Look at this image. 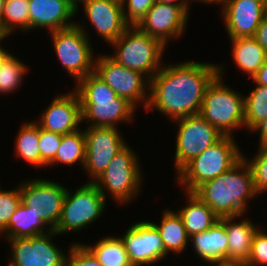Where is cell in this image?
Wrapping results in <instances>:
<instances>
[{
	"instance_id": "39",
	"label": "cell",
	"mask_w": 267,
	"mask_h": 266,
	"mask_svg": "<svg viewBox=\"0 0 267 266\" xmlns=\"http://www.w3.org/2000/svg\"><path fill=\"white\" fill-rule=\"evenodd\" d=\"M254 39L264 48L267 53V15L262 19L256 30Z\"/></svg>"
},
{
	"instance_id": "36",
	"label": "cell",
	"mask_w": 267,
	"mask_h": 266,
	"mask_svg": "<svg viewBox=\"0 0 267 266\" xmlns=\"http://www.w3.org/2000/svg\"><path fill=\"white\" fill-rule=\"evenodd\" d=\"M68 252L64 266H103L85 244L74 243Z\"/></svg>"
},
{
	"instance_id": "46",
	"label": "cell",
	"mask_w": 267,
	"mask_h": 266,
	"mask_svg": "<svg viewBox=\"0 0 267 266\" xmlns=\"http://www.w3.org/2000/svg\"><path fill=\"white\" fill-rule=\"evenodd\" d=\"M4 3H5V0H0V23L2 22V15L4 12Z\"/></svg>"
},
{
	"instance_id": "34",
	"label": "cell",
	"mask_w": 267,
	"mask_h": 266,
	"mask_svg": "<svg viewBox=\"0 0 267 266\" xmlns=\"http://www.w3.org/2000/svg\"><path fill=\"white\" fill-rule=\"evenodd\" d=\"M21 203L20 186L12 190H2L0 187V235L8 226L11 216Z\"/></svg>"
},
{
	"instance_id": "41",
	"label": "cell",
	"mask_w": 267,
	"mask_h": 266,
	"mask_svg": "<svg viewBox=\"0 0 267 266\" xmlns=\"http://www.w3.org/2000/svg\"><path fill=\"white\" fill-rule=\"evenodd\" d=\"M252 80L257 85L267 86V59L257 73L252 77Z\"/></svg>"
},
{
	"instance_id": "47",
	"label": "cell",
	"mask_w": 267,
	"mask_h": 266,
	"mask_svg": "<svg viewBox=\"0 0 267 266\" xmlns=\"http://www.w3.org/2000/svg\"><path fill=\"white\" fill-rule=\"evenodd\" d=\"M69 1L76 7V11H78L79 2L81 4V2L84 1V0H69Z\"/></svg>"
},
{
	"instance_id": "33",
	"label": "cell",
	"mask_w": 267,
	"mask_h": 266,
	"mask_svg": "<svg viewBox=\"0 0 267 266\" xmlns=\"http://www.w3.org/2000/svg\"><path fill=\"white\" fill-rule=\"evenodd\" d=\"M254 180V186L258 194L267 191V145L259 146L258 152L254 155L253 159H246Z\"/></svg>"
},
{
	"instance_id": "26",
	"label": "cell",
	"mask_w": 267,
	"mask_h": 266,
	"mask_svg": "<svg viewBox=\"0 0 267 266\" xmlns=\"http://www.w3.org/2000/svg\"><path fill=\"white\" fill-rule=\"evenodd\" d=\"M51 230L30 208L20 203L15 213L11 216L8 226L1 233L7 235L6 239L27 238L44 234Z\"/></svg>"
},
{
	"instance_id": "13",
	"label": "cell",
	"mask_w": 267,
	"mask_h": 266,
	"mask_svg": "<svg viewBox=\"0 0 267 266\" xmlns=\"http://www.w3.org/2000/svg\"><path fill=\"white\" fill-rule=\"evenodd\" d=\"M84 170L94 182L107 168L114 156L127 144L118 128L86 127Z\"/></svg>"
},
{
	"instance_id": "17",
	"label": "cell",
	"mask_w": 267,
	"mask_h": 266,
	"mask_svg": "<svg viewBox=\"0 0 267 266\" xmlns=\"http://www.w3.org/2000/svg\"><path fill=\"white\" fill-rule=\"evenodd\" d=\"M230 39L254 37L262 19L267 15L266 0H218Z\"/></svg>"
},
{
	"instance_id": "44",
	"label": "cell",
	"mask_w": 267,
	"mask_h": 266,
	"mask_svg": "<svg viewBox=\"0 0 267 266\" xmlns=\"http://www.w3.org/2000/svg\"><path fill=\"white\" fill-rule=\"evenodd\" d=\"M157 2H163L167 4L183 6V0H156Z\"/></svg>"
},
{
	"instance_id": "7",
	"label": "cell",
	"mask_w": 267,
	"mask_h": 266,
	"mask_svg": "<svg viewBox=\"0 0 267 266\" xmlns=\"http://www.w3.org/2000/svg\"><path fill=\"white\" fill-rule=\"evenodd\" d=\"M136 155L126 144L93 182L105 198L108 191L118 204H129L139 195L143 176Z\"/></svg>"
},
{
	"instance_id": "40",
	"label": "cell",
	"mask_w": 267,
	"mask_h": 266,
	"mask_svg": "<svg viewBox=\"0 0 267 266\" xmlns=\"http://www.w3.org/2000/svg\"><path fill=\"white\" fill-rule=\"evenodd\" d=\"M252 132H260L259 146L267 145V116L257 123L251 130Z\"/></svg>"
},
{
	"instance_id": "43",
	"label": "cell",
	"mask_w": 267,
	"mask_h": 266,
	"mask_svg": "<svg viewBox=\"0 0 267 266\" xmlns=\"http://www.w3.org/2000/svg\"><path fill=\"white\" fill-rule=\"evenodd\" d=\"M190 1H198V2H202V3H206V4H217L218 0H190ZM190 1L189 0H183V6L184 8L189 12L190 9Z\"/></svg>"
},
{
	"instance_id": "3",
	"label": "cell",
	"mask_w": 267,
	"mask_h": 266,
	"mask_svg": "<svg viewBox=\"0 0 267 266\" xmlns=\"http://www.w3.org/2000/svg\"><path fill=\"white\" fill-rule=\"evenodd\" d=\"M74 86L80 99L82 121L91 122L88 127L117 128L118 123H131L134 118L136 107L119 97L94 72L80 79Z\"/></svg>"
},
{
	"instance_id": "31",
	"label": "cell",
	"mask_w": 267,
	"mask_h": 266,
	"mask_svg": "<svg viewBox=\"0 0 267 266\" xmlns=\"http://www.w3.org/2000/svg\"><path fill=\"white\" fill-rule=\"evenodd\" d=\"M27 67L24 62L10 53L0 66V94H11L16 91L22 85Z\"/></svg>"
},
{
	"instance_id": "23",
	"label": "cell",
	"mask_w": 267,
	"mask_h": 266,
	"mask_svg": "<svg viewBox=\"0 0 267 266\" xmlns=\"http://www.w3.org/2000/svg\"><path fill=\"white\" fill-rule=\"evenodd\" d=\"M186 193L188 204L177 213L183 220L187 235L191 237L194 234L209 230L219 221V217L192 192Z\"/></svg>"
},
{
	"instance_id": "11",
	"label": "cell",
	"mask_w": 267,
	"mask_h": 266,
	"mask_svg": "<svg viewBox=\"0 0 267 266\" xmlns=\"http://www.w3.org/2000/svg\"><path fill=\"white\" fill-rule=\"evenodd\" d=\"M176 137L174 167L176 174L193 158L199 156L223 135L200 114L180 118Z\"/></svg>"
},
{
	"instance_id": "15",
	"label": "cell",
	"mask_w": 267,
	"mask_h": 266,
	"mask_svg": "<svg viewBox=\"0 0 267 266\" xmlns=\"http://www.w3.org/2000/svg\"><path fill=\"white\" fill-rule=\"evenodd\" d=\"M122 236L132 266H149L166 257L160 233L148 220L134 223Z\"/></svg>"
},
{
	"instance_id": "45",
	"label": "cell",
	"mask_w": 267,
	"mask_h": 266,
	"mask_svg": "<svg viewBox=\"0 0 267 266\" xmlns=\"http://www.w3.org/2000/svg\"><path fill=\"white\" fill-rule=\"evenodd\" d=\"M211 264L210 266H234L227 261H222V262H209Z\"/></svg>"
},
{
	"instance_id": "27",
	"label": "cell",
	"mask_w": 267,
	"mask_h": 266,
	"mask_svg": "<svg viewBox=\"0 0 267 266\" xmlns=\"http://www.w3.org/2000/svg\"><path fill=\"white\" fill-rule=\"evenodd\" d=\"M15 142V154L35 169L41 167V156L39 150V125L35 121L25 122L19 129Z\"/></svg>"
},
{
	"instance_id": "35",
	"label": "cell",
	"mask_w": 267,
	"mask_h": 266,
	"mask_svg": "<svg viewBox=\"0 0 267 266\" xmlns=\"http://www.w3.org/2000/svg\"><path fill=\"white\" fill-rule=\"evenodd\" d=\"M62 135L39 127V150L41 167L48 166L55 158L60 148Z\"/></svg>"
},
{
	"instance_id": "29",
	"label": "cell",
	"mask_w": 267,
	"mask_h": 266,
	"mask_svg": "<svg viewBox=\"0 0 267 266\" xmlns=\"http://www.w3.org/2000/svg\"><path fill=\"white\" fill-rule=\"evenodd\" d=\"M85 134L81 129L62 135L60 148L54 160L48 165L53 167L56 164L63 163L64 165H73L76 162L84 166L85 163Z\"/></svg>"
},
{
	"instance_id": "10",
	"label": "cell",
	"mask_w": 267,
	"mask_h": 266,
	"mask_svg": "<svg viewBox=\"0 0 267 266\" xmlns=\"http://www.w3.org/2000/svg\"><path fill=\"white\" fill-rule=\"evenodd\" d=\"M94 73L119 97L125 98L135 107L143 103L146 110L149 102L150 80L145 75L118 64L109 55L96 57Z\"/></svg>"
},
{
	"instance_id": "2",
	"label": "cell",
	"mask_w": 267,
	"mask_h": 266,
	"mask_svg": "<svg viewBox=\"0 0 267 266\" xmlns=\"http://www.w3.org/2000/svg\"><path fill=\"white\" fill-rule=\"evenodd\" d=\"M192 193L219 218L243 216L248 199L259 195L251 169L243 157L225 173L202 183Z\"/></svg>"
},
{
	"instance_id": "19",
	"label": "cell",
	"mask_w": 267,
	"mask_h": 266,
	"mask_svg": "<svg viewBox=\"0 0 267 266\" xmlns=\"http://www.w3.org/2000/svg\"><path fill=\"white\" fill-rule=\"evenodd\" d=\"M36 122L40 128L60 135L79 130L82 122L80 99L77 92L56 96Z\"/></svg>"
},
{
	"instance_id": "30",
	"label": "cell",
	"mask_w": 267,
	"mask_h": 266,
	"mask_svg": "<svg viewBox=\"0 0 267 266\" xmlns=\"http://www.w3.org/2000/svg\"><path fill=\"white\" fill-rule=\"evenodd\" d=\"M16 28L29 31V0H5L0 33L9 36Z\"/></svg>"
},
{
	"instance_id": "24",
	"label": "cell",
	"mask_w": 267,
	"mask_h": 266,
	"mask_svg": "<svg viewBox=\"0 0 267 266\" xmlns=\"http://www.w3.org/2000/svg\"><path fill=\"white\" fill-rule=\"evenodd\" d=\"M230 40L233 45L232 57L235 64L252 79L265 63L267 53L254 37H239Z\"/></svg>"
},
{
	"instance_id": "6",
	"label": "cell",
	"mask_w": 267,
	"mask_h": 266,
	"mask_svg": "<svg viewBox=\"0 0 267 266\" xmlns=\"http://www.w3.org/2000/svg\"><path fill=\"white\" fill-rule=\"evenodd\" d=\"M115 47L109 56L118 64L138 71L149 80L161 69L166 47L159 39L141 31L136 25H130L125 32L110 44Z\"/></svg>"
},
{
	"instance_id": "42",
	"label": "cell",
	"mask_w": 267,
	"mask_h": 266,
	"mask_svg": "<svg viewBox=\"0 0 267 266\" xmlns=\"http://www.w3.org/2000/svg\"><path fill=\"white\" fill-rule=\"evenodd\" d=\"M7 37H8V35H4V34L0 33V43ZM9 54L10 53H8V50L7 49L5 50V48L3 49V47L0 44V66Z\"/></svg>"
},
{
	"instance_id": "28",
	"label": "cell",
	"mask_w": 267,
	"mask_h": 266,
	"mask_svg": "<svg viewBox=\"0 0 267 266\" xmlns=\"http://www.w3.org/2000/svg\"><path fill=\"white\" fill-rule=\"evenodd\" d=\"M103 266H132L124 243L118 236L101 238L95 245H85Z\"/></svg>"
},
{
	"instance_id": "14",
	"label": "cell",
	"mask_w": 267,
	"mask_h": 266,
	"mask_svg": "<svg viewBox=\"0 0 267 266\" xmlns=\"http://www.w3.org/2000/svg\"><path fill=\"white\" fill-rule=\"evenodd\" d=\"M55 235L59 234L51 230L27 238H9L10 266H64L67 254L51 241Z\"/></svg>"
},
{
	"instance_id": "4",
	"label": "cell",
	"mask_w": 267,
	"mask_h": 266,
	"mask_svg": "<svg viewBox=\"0 0 267 266\" xmlns=\"http://www.w3.org/2000/svg\"><path fill=\"white\" fill-rule=\"evenodd\" d=\"M223 65L218 66V76L208 86L199 114L223 136H233V131L245 126L244 97L223 83Z\"/></svg>"
},
{
	"instance_id": "21",
	"label": "cell",
	"mask_w": 267,
	"mask_h": 266,
	"mask_svg": "<svg viewBox=\"0 0 267 266\" xmlns=\"http://www.w3.org/2000/svg\"><path fill=\"white\" fill-rule=\"evenodd\" d=\"M238 217L219 218L224 224L228 236L227 262L232 265H245L249 259L252 241L259 228L249 219L235 220Z\"/></svg>"
},
{
	"instance_id": "37",
	"label": "cell",
	"mask_w": 267,
	"mask_h": 266,
	"mask_svg": "<svg viewBox=\"0 0 267 266\" xmlns=\"http://www.w3.org/2000/svg\"><path fill=\"white\" fill-rule=\"evenodd\" d=\"M263 226L255 233L252 249L247 263L244 266H267V231Z\"/></svg>"
},
{
	"instance_id": "22",
	"label": "cell",
	"mask_w": 267,
	"mask_h": 266,
	"mask_svg": "<svg viewBox=\"0 0 267 266\" xmlns=\"http://www.w3.org/2000/svg\"><path fill=\"white\" fill-rule=\"evenodd\" d=\"M196 254L205 262L227 261L228 236L224 224L219 220L209 230L190 237Z\"/></svg>"
},
{
	"instance_id": "8",
	"label": "cell",
	"mask_w": 267,
	"mask_h": 266,
	"mask_svg": "<svg viewBox=\"0 0 267 266\" xmlns=\"http://www.w3.org/2000/svg\"><path fill=\"white\" fill-rule=\"evenodd\" d=\"M59 61L77 83L94 72L95 54L85 26H74L49 32Z\"/></svg>"
},
{
	"instance_id": "38",
	"label": "cell",
	"mask_w": 267,
	"mask_h": 266,
	"mask_svg": "<svg viewBox=\"0 0 267 266\" xmlns=\"http://www.w3.org/2000/svg\"><path fill=\"white\" fill-rule=\"evenodd\" d=\"M124 18L129 25H137L156 0H121ZM127 5V6H126ZM127 7V8H125ZM127 9V10H126Z\"/></svg>"
},
{
	"instance_id": "16",
	"label": "cell",
	"mask_w": 267,
	"mask_h": 266,
	"mask_svg": "<svg viewBox=\"0 0 267 266\" xmlns=\"http://www.w3.org/2000/svg\"><path fill=\"white\" fill-rule=\"evenodd\" d=\"M188 17L189 12L184 6L156 1L136 26L167 46V42L172 38L174 40L180 38Z\"/></svg>"
},
{
	"instance_id": "12",
	"label": "cell",
	"mask_w": 267,
	"mask_h": 266,
	"mask_svg": "<svg viewBox=\"0 0 267 266\" xmlns=\"http://www.w3.org/2000/svg\"><path fill=\"white\" fill-rule=\"evenodd\" d=\"M19 185L21 203L54 230L61 216L67 188L55 181L41 178L24 180Z\"/></svg>"
},
{
	"instance_id": "25",
	"label": "cell",
	"mask_w": 267,
	"mask_h": 266,
	"mask_svg": "<svg viewBox=\"0 0 267 266\" xmlns=\"http://www.w3.org/2000/svg\"><path fill=\"white\" fill-rule=\"evenodd\" d=\"M161 223L151 222L159 231L166 248V256L170 252L180 254L187 249L190 237L187 235L181 216L175 211L165 209Z\"/></svg>"
},
{
	"instance_id": "20",
	"label": "cell",
	"mask_w": 267,
	"mask_h": 266,
	"mask_svg": "<svg viewBox=\"0 0 267 266\" xmlns=\"http://www.w3.org/2000/svg\"><path fill=\"white\" fill-rule=\"evenodd\" d=\"M76 12L69 0H29V32L35 28L51 32L72 27Z\"/></svg>"
},
{
	"instance_id": "9",
	"label": "cell",
	"mask_w": 267,
	"mask_h": 266,
	"mask_svg": "<svg viewBox=\"0 0 267 266\" xmlns=\"http://www.w3.org/2000/svg\"><path fill=\"white\" fill-rule=\"evenodd\" d=\"M105 207L106 198L93 182L87 181L74 193L67 188L61 216L54 230L60 235L82 230L101 217Z\"/></svg>"
},
{
	"instance_id": "5",
	"label": "cell",
	"mask_w": 267,
	"mask_h": 266,
	"mask_svg": "<svg viewBox=\"0 0 267 266\" xmlns=\"http://www.w3.org/2000/svg\"><path fill=\"white\" fill-rule=\"evenodd\" d=\"M242 151L232 136H222L199 156L188 162L176 175V182L186 192H193L202 183L214 179L234 166Z\"/></svg>"
},
{
	"instance_id": "18",
	"label": "cell",
	"mask_w": 267,
	"mask_h": 266,
	"mask_svg": "<svg viewBox=\"0 0 267 266\" xmlns=\"http://www.w3.org/2000/svg\"><path fill=\"white\" fill-rule=\"evenodd\" d=\"M85 17L109 45L130 26L123 13L121 0H84Z\"/></svg>"
},
{
	"instance_id": "1",
	"label": "cell",
	"mask_w": 267,
	"mask_h": 266,
	"mask_svg": "<svg viewBox=\"0 0 267 266\" xmlns=\"http://www.w3.org/2000/svg\"><path fill=\"white\" fill-rule=\"evenodd\" d=\"M217 76L216 63L163 64L150 79L146 112L154 108L172 121L199 114L205 92Z\"/></svg>"
},
{
	"instance_id": "32",
	"label": "cell",
	"mask_w": 267,
	"mask_h": 266,
	"mask_svg": "<svg viewBox=\"0 0 267 266\" xmlns=\"http://www.w3.org/2000/svg\"><path fill=\"white\" fill-rule=\"evenodd\" d=\"M255 87L244 97L245 127L248 131L267 116V86L256 84Z\"/></svg>"
}]
</instances>
